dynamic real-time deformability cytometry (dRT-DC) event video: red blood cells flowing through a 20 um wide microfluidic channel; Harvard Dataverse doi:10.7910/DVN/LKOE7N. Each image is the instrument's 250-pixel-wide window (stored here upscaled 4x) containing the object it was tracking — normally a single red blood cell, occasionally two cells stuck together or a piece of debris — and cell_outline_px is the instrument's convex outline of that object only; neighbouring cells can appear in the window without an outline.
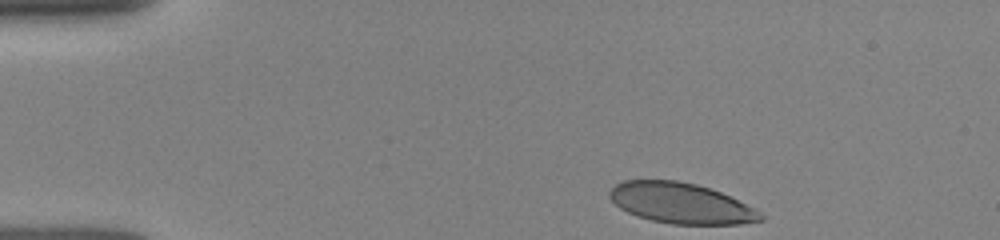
{"species": "human", "species_latin": "Homo sapiens", "temperature_condition": "room temperature", "stored_images_in_passage": 40, "camera_frame_rate_fps": 3000, "um_per_image_px": 0.085, "donor": {"sex": "female"}, "frame": {"image": 1, "passage_image": 1, "time_ms": 0.0, "image_size_px": [1000, 240], "cell_outline_px": [[764, 220], [740, 224], [672, 224], [652, 220], [636, 216], [620, 208], [608, 196], [608, 192], [616, 184], [624, 180], [676, 180], [696, 184], [720, 192], [756, 208], [764, 216]], "centroid_in_image_um": [57.88, 17.27], "position_along_channel_um": 27.1, "area_um2": 35.66}}
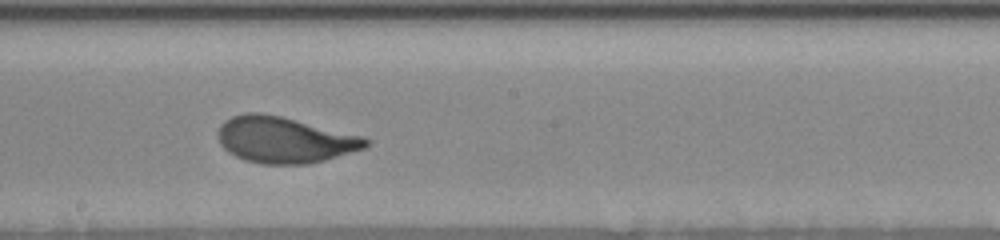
{"frame": {"image": 2, "passage_image": 24, "time_ms": 6.667, "image_size_px": [1000, 240], "cell_outline_px": [[368, 144], [364, 148], [324, 160], [308, 164], [264, 164], [244, 160], [228, 152], [220, 144], [216, 136], [216, 132], [220, 124], [224, 120], [232, 116], [244, 112], [260, 112], [280, 116], [364, 136], [368, 140]], "centroid_in_image_um": [24.11, 11.87], "position_along_channel_um": 224.1, "area_um2": 39.82}}
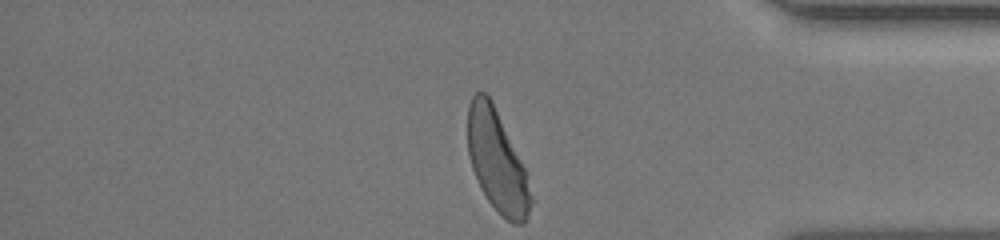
{"frame": {"image": 3, "passage_image": 40, "time_ms": 11.333, "image_size_px": [1000, 240], "cell_outline_px": [[532, 200], [528, 216], [524, 224], [512, 224], [488, 200], [480, 188], [472, 168], [468, 152], [468, 104], [472, 96], [476, 92], [484, 92], [492, 100], [528, 172], [532, 196]], "centroid_in_image_um": [42.27, 13.69], "position_along_channel_um": 392.9, "area_um2": 37.51}}